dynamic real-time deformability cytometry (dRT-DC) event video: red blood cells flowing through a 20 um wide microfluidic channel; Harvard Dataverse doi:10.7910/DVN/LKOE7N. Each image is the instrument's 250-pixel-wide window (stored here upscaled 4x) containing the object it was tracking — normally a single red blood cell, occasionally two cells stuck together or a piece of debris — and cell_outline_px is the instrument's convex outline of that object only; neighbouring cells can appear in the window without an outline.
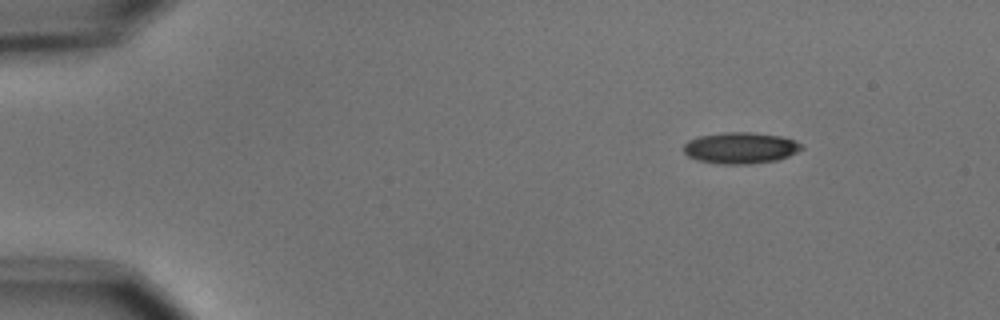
{"species": "common noctule bat (a hibernating species)", "species_latin": "Nyctalus noctula", "temperature_condition": "cold", "stored_images_in_passage": 7, "camera_frame_rate_fps": 3000, "um_per_image_px": 0.085, "animal": {"sex": "male", "body_mass_g": 15.6}, "frame": {"image": 1, "passage_image": 1, "time_ms": 0.0, "image_size_px": [1000, 320], "cell_outline_px": [[804, 148], [788, 156], [776, 160], [752, 164], [724, 164], [696, 160], [688, 156], [684, 152], [684, 144], [688, 140], [700, 136], [724, 132], [752, 132], [780, 136], [796, 140]], "centroid_in_image_um": [62.94, 12.57], "position_along_channel_um": 22.1, "area_um2": 21.5}}
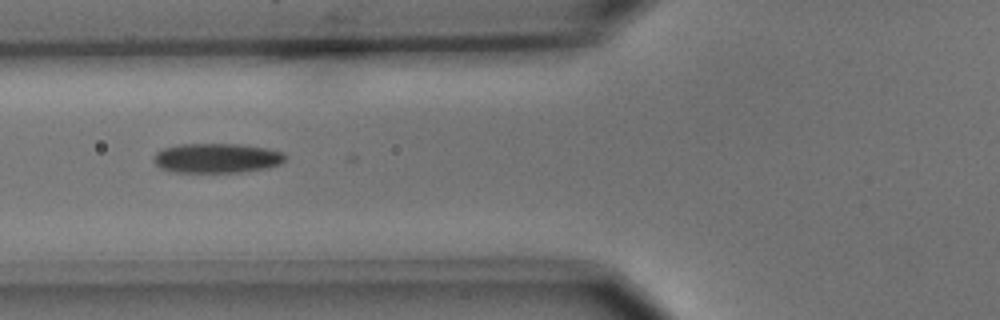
{"frame": {"image": 2, "passage_image": 5, "time_ms": 4.667, "image_size_px": [1000, 320], "cell_outline_px": [[288, 156], [280, 164], [268, 168], [240, 172], [172, 172], [160, 168], [156, 164], [152, 156], [156, 152], [164, 148], [176, 144], [240, 144], [268, 148], [284, 152]], "centroid_in_image_um": [18.44, 13.43], "position_along_channel_um": 107.4, "area_um2": 23.0}}
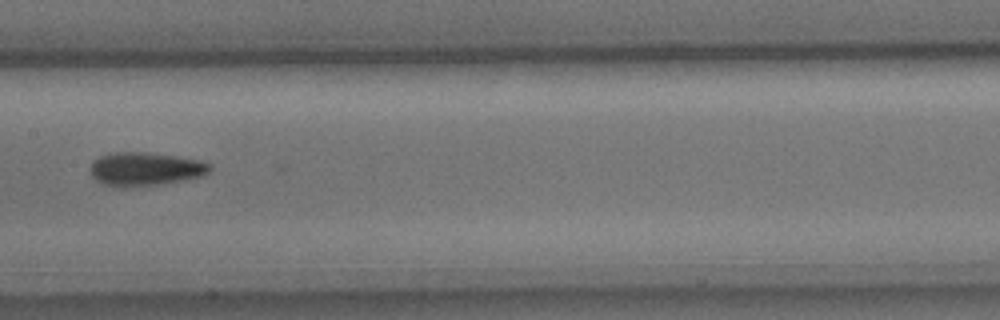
{"frame": {"image": 3, "passage_image": 7, "time_ms": 7.0, "image_size_px": [1000, 320], "cell_outline_px": [[212, 168], [204, 176], [160, 184], [124, 188], [120, 188], [104, 184], [96, 180], [92, 176], [88, 168], [92, 160], [100, 156], [112, 152], [144, 152], [176, 156], [200, 160], [212, 164]], "centroid_in_image_um": [12.31, 14.37], "position_along_channel_um": 195.1, "area_um2": 23.7}}